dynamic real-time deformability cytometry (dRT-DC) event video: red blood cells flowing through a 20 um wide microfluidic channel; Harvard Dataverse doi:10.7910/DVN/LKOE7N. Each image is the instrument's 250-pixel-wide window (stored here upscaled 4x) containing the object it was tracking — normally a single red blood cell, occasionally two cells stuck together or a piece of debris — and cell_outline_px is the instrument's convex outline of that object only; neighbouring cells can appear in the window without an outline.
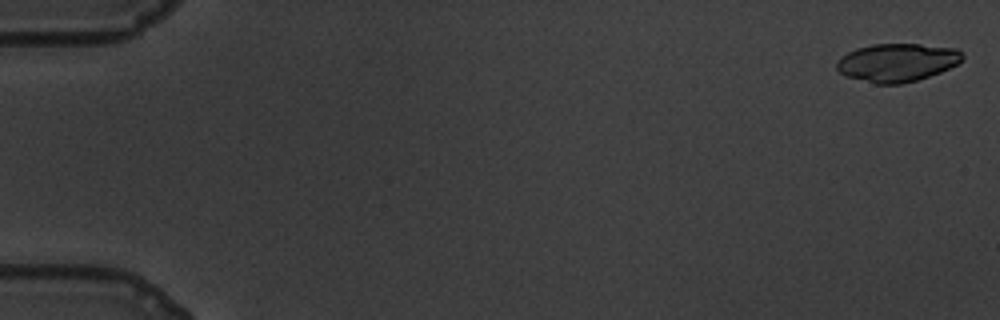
{"species": "common noctule bat (a hibernating species)", "species_latin": "Nyctalus noctula", "temperature_condition": "warm", "stored_images_in_passage": 60, "camera_frame_rate_fps": 3000, "um_per_image_px": 0.085, "animal": {"sex": "male", "body_mass_g": 19.5, "forearm_length_mm": 54.6}, "frame": {"image": 1, "passage_image": 2, "time_ms": 0.333, "image_size_px": [1000, 320], "cell_outline_px": [[964, 56], [956, 64], [940, 72], [916, 80], [900, 84], [876, 84], [848, 76], [840, 72], [836, 68], [836, 64], [848, 52], [856, 48], [872, 44], [920, 44], [956, 48]], "centroid_in_image_um": [76.26, 5.3], "position_along_channel_um": 8.7, "area_um2": 27.57}}
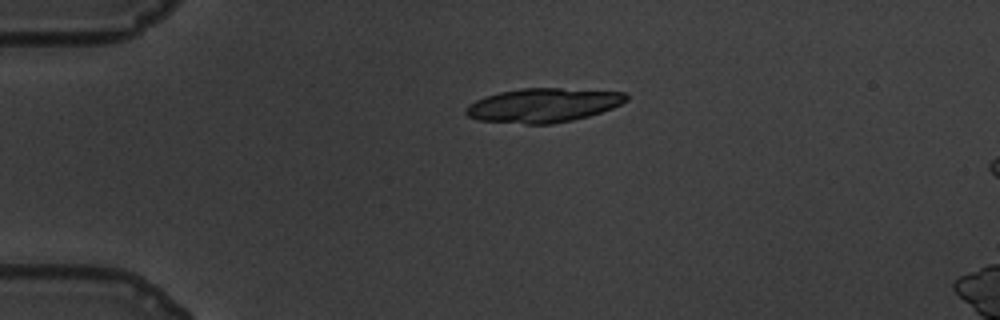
{"frame": {"image": 2, "passage_image": 15, "time_ms": 4.667, "image_size_px": [1000, 320], "cell_outline_px": [[628, 100], [612, 108], [588, 116], [572, 120], [552, 124], [524, 124], [476, 120], [468, 116], [464, 112], [464, 108], [468, 104], [484, 96], [500, 92], [520, 88], [560, 88], [628, 92]], "centroid_in_image_um": [46.15, 8.94], "position_along_channel_um": 38.9, "area_um2": 32.08}, "authors_computed_cell_mechanics": {"area_um2": 27.5128, "velocity_mm_per_s": 3.4577, "shape_relaxation_time_tau1_ms": 3.1462, "shape_relaxation_time_tau2_ms": 2.4734, "deformation_change_tau1": 0.1396, "deformation_change_tau2": 0.0961}}